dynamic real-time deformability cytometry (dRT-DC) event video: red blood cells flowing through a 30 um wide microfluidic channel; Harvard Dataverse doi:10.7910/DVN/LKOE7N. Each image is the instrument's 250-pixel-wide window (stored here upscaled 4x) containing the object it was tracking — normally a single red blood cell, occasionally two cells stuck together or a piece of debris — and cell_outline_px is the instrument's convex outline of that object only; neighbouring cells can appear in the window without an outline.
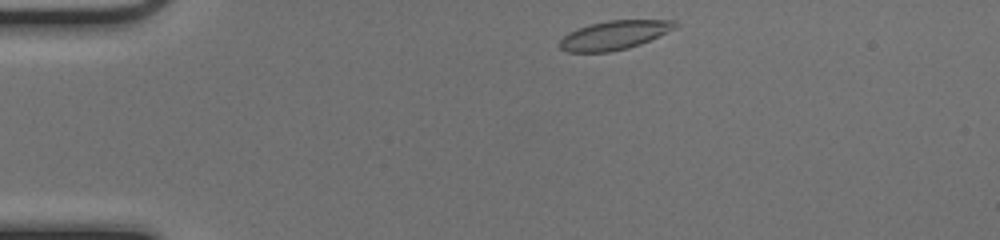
{"species": "common noctule bat (a hibernating species)", "species_latin": "Nyctalus noctula", "temperature_condition": "cold", "stored_images_in_passage": 42, "camera_frame_rate_fps": 3000, "um_per_image_px": 0.085, "animal": {"sex": "female", "body_mass_g": 17.0, "forearm_length_mm": 48.0}, "frame": {"image": 1, "passage_image": 1, "time_ms": 0.0, "image_size_px": [1000, 240], "cell_outline_px": [[676, 28], [640, 44], [628, 48], [608, 52], [568, 52], [560, 48], [560, 40], [568, 32], [576, 28], [608, 20], [676, 20]], "centroid_in_image_um": [52.19, 2.98], "position_along_channel_um": 32.8, "area_um2": 19.31}}
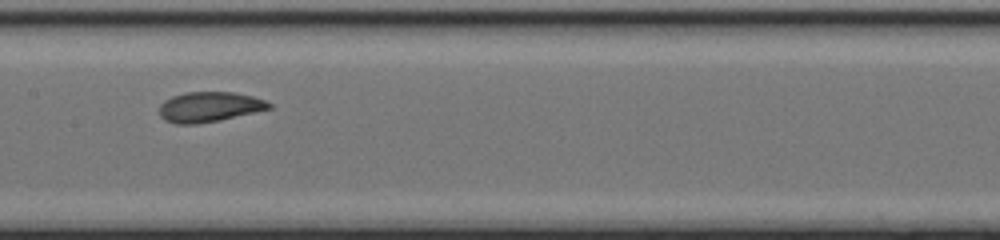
{"frame": {"image": 2, "passage_image": 17, "time_ms": 5.333, "image_size_px": [1000, 240], "cell_outline_px": [[272, 108], [220, 120], [196, 124], [176, 124], [164, 120], [160, 116], [160, 104], [164, 100], [172, 96], [184, 92], [236, 92], [252, 96], [264, 100], [272, 104]], "centroid_in_image_um": [17.77, 9.08], "position_along_channel_um": 189.6, "area_um2": 19.31}}
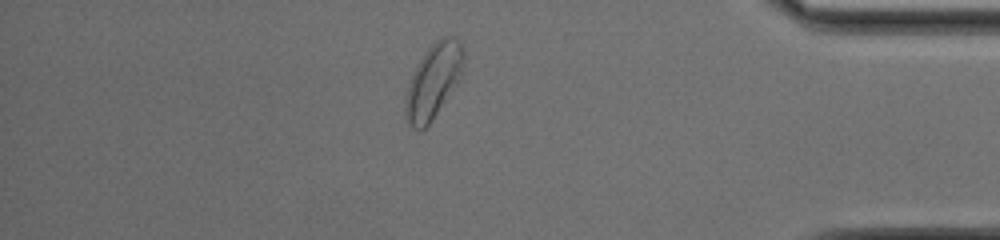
{"frame": {"image": 3, "passage_image": 35, "time_ms": 11.333, "image_size_px": [1000, 240], "cell_outline_px": [[464, 72], [460, 80], [432, 120], [420, 132], [412, 128], [408, 124], [404, 112], [404, 100], [412, 76], [424, 52], [440, 36], [456, 36], [460, 40], [464, 52]], "centroid_in_image_um": [36.87, 6.88], "position_along_channel_um": 398.3, "area_um2": 25.61}, "authors_computed_cell_mechanics": {"area_um2": 19.5942, "velocity_mm_per_s": 4.0189, "shape_relaxation_time_tau1_ms": 5.6702, "shape_relaxation_time_tau2_ms": null, "deformation_change_tau1": 0.1497, "deformation_change_tau2": null}}